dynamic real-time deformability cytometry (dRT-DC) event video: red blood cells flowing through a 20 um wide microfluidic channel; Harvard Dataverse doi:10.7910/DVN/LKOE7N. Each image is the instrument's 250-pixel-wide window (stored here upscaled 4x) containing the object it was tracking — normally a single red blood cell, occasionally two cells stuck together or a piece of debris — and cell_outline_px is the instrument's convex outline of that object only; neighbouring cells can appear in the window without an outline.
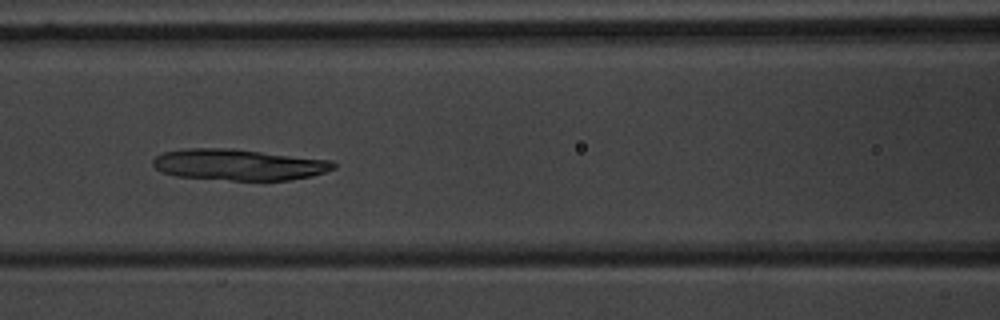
{"species": "common noctule bat (a hibernating species)", "species_latin": "Nyctalus noctula", "temperature_condition": "warm", "stored_images_in_passage": 55, "camera_frame_rate_fps": 3000, "um_per_image_px": 0.085, "animal": {"sex": "male", "body_mass_g": 20.1, "forearm_length_mm": 53.5}, "frame": {"image": 1, "passage_image": 25, "time_ms": 8.0, "image_size_px": [1000, 320], "cell_outline_px": [[336, 168], [312, 176], [288, 180], [232, 180], [176, 176], [164, 172], [156, 168], [152, 164], [152, 160], [156, 156], [164, 152], [188, 148], [232, 148], [332, 160], [336, 164]], "centroid_in_image_um": [20.32, 13.99], "position_along_channel_um": 146.3, "area_um2": 32.77}}
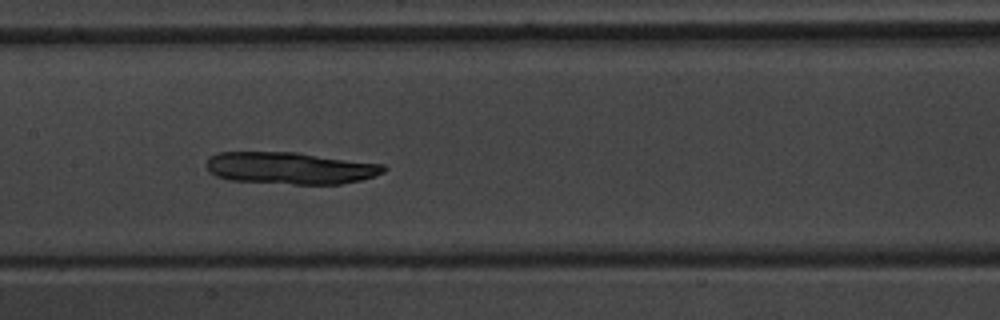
{"frame": {"image": 2, "passage_image": 28, "time_ms": 9.0, "image_size_px": [1000, 320], "cell_outline_px": [[388, 168], [384, 172], [360, 180], [340, 184], [292, 184], [228, 180], [216, 176], [208, 172], [204, 164], [216, 152], [296, 152], [384, 164]], "centroid_in_image_um": [24.64, 14.28], "position_along_channel_um": 182.8, "area_um2": 33.23}}
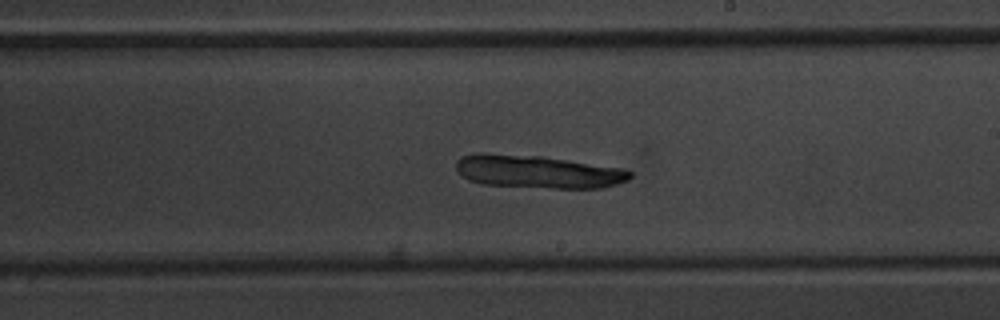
{"frame": {"image": 3, "passage_image": 33, "time_ms": 10.667, "image_size_px": [1000, 320], "cell_outline_px": [[632, 176], [628, 180], [604, 188], [552, 188], [480, 184], [468, 180], [456, 168], [456, 160], [460, 156], [480, 152], [484, 152], [540, 156], [624, 168], [632, 172]], "centroid_in_image_um": [45.7, 14.58], "position_along_channel_um": 243.3, "area_um2": 33.64}}